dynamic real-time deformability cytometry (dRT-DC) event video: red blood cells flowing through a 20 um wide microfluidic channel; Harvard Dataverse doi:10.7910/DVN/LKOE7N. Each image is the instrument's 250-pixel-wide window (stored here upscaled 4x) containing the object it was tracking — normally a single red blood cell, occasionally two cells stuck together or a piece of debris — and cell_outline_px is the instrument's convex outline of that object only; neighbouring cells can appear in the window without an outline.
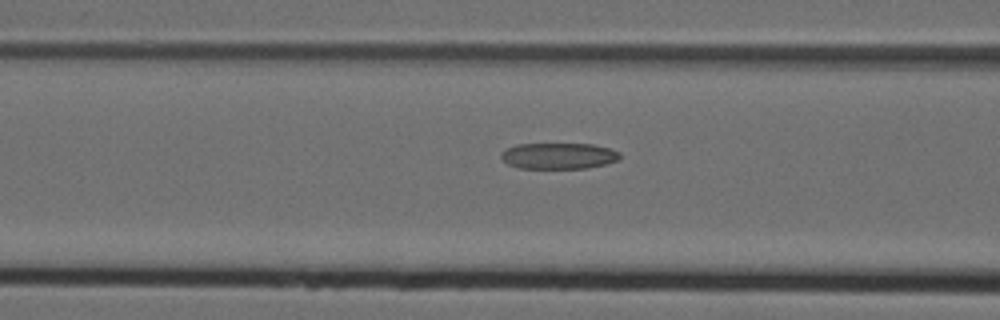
{"species": "Egyptian fruit bat (a non-hibernating species)", "species_latin": "Rousettus aegyptiacus", "temperature_condition": "cold", "stored_images_in_passage": 7, "camera_frame_rate_fps": 3000, "um_per_image_px": 0.085, "animal": {"sex": "female"}, "frame": {"image": 1, "passage_image": 6, "time_ms": 1.667, "image_size_px": [1000, 320], "cell_outline_px": [[620, 160], [608, 164], [588, 168], [520, 168], [508, 164], [500, 156], [500, 152], [516, 144], [592, 144], [608, 148], [620, 152]], "centroid_in_image_um": [47.51, 13.25], "position_along_channel_um": 119.1, "area_um2": 18.15}}
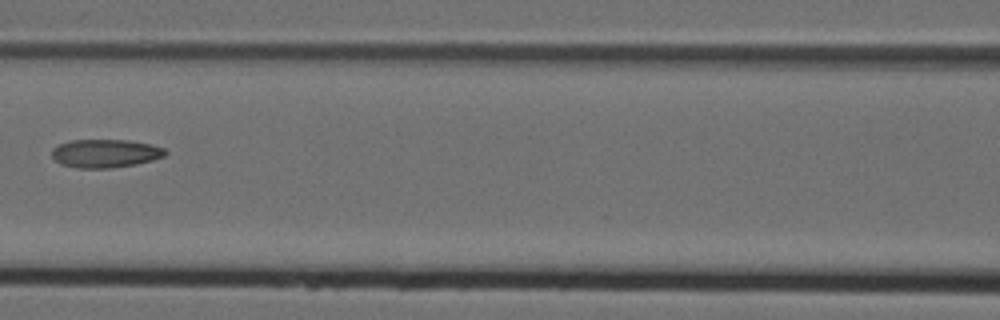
{"frame": {"image": 2, "passage_image": 7, "time_ms": 2.0, "image_size_px": [1000, 320], "cell_outline_px": [[168, 152], [164, 156], [152, 160], [136, 164], [112, 168], [76, 168], [60, 164], [52, 156], [52, 148], [60, 144], [72, 140], [128, 140], [152, 144], [164, 148]], "centroid_in_image_um": [8.96, 13.04], "position_along_channel_um": 157.6, "area_um2": 18.79}}